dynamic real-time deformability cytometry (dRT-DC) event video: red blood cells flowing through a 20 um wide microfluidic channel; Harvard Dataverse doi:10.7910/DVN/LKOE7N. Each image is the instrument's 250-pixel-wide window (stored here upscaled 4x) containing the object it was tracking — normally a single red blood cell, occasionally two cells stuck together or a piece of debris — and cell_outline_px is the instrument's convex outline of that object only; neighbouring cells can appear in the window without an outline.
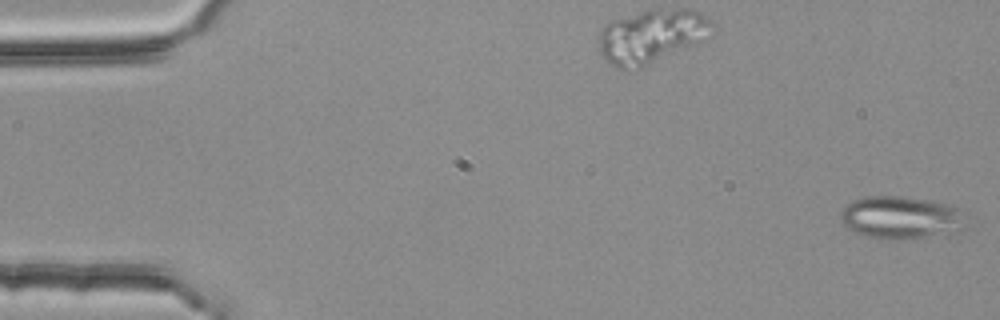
{"species": "common noctule bat (a hibernating species)", "species_latin": "Nyctalus noctula", "temperature_condition": "room temperature", "stored_images_in_passage": 55, "camera_frame_rate_fps": 3000, "um_per_image_px": 0.085, "animal": {"sex": "female", "body_mass_g": 25.1}, "frame": {"image": 1, "passage_image": 1, "time_ms": 0.0, "image_size_px": [1000, 320], "cell_outline_px": [[956, 208], [948, 220], [932, 232], [920, 236], [904, 240], [864, 236], [856, 232], [844, 224], [840, 220], [840, 212], [852, 200], [864, 196], [900, 196], [928, 200], [948, 204]], "centroid_in_image_um": [76.06, 18.4], "position_along_channel_um": 8.9, "area_um2": 27.63}}
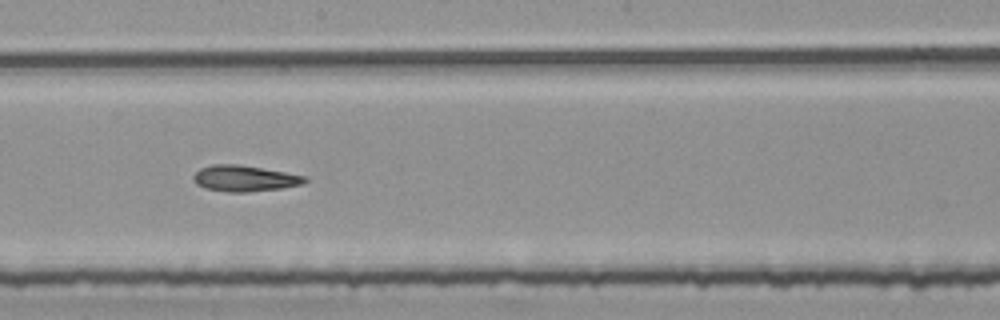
{"frame": {"image": 2, "passage_image": 30, "time_ms": 9.667, "image_size_px": [1000, 320], "cell_outline_px": [[308, 180], [304, 184], [280, 188], [248, 192], [228, 192], [204, 188], [196, 184], [192, 176], [200, 168], [212, 164], [236, 164], [308, 176]], "centroid_in_image_um": [20.78, 15.17], "position_along_channel_um": 227.4, "area_um2": 16.88}}
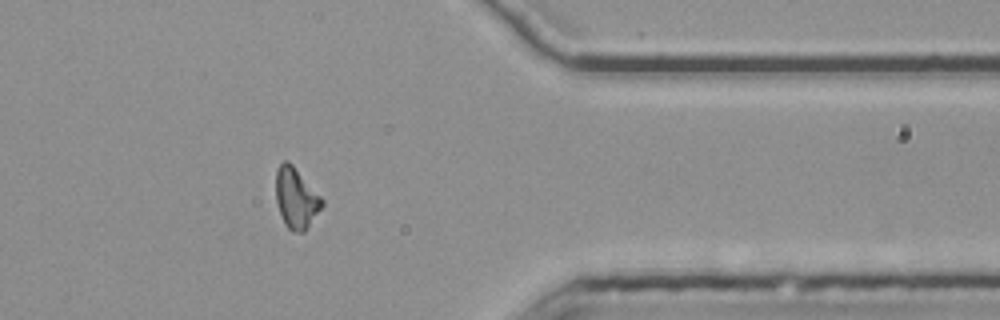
{"frame": {"image": 3, "passage_image": 44, "time_ms": 14.333, "image_size_px": [1000, 320], "cell_outline_px": [[324, 204], [308, 228], [304, 232], [292, 232], [284, 224], [276, 200], [276, 168], [284, 160], [288, 160], [292, 164], [324, 200]], "centroid_in_image_um": [25.17, 16.85], "position_along_channel_um": 386.2, "area_um2": 16.3}, "authors_computed_cell_mechanics": {"area_um2": 16.6464, "velocity_mm_per_s": 3.788, "shape_relaxation_time_tau1_ms": null, "shape_relaxation_time_tau2_ms": 5.1766, "deformation_change_tau1": null, "deformation_change_tau2": 0.1497}}